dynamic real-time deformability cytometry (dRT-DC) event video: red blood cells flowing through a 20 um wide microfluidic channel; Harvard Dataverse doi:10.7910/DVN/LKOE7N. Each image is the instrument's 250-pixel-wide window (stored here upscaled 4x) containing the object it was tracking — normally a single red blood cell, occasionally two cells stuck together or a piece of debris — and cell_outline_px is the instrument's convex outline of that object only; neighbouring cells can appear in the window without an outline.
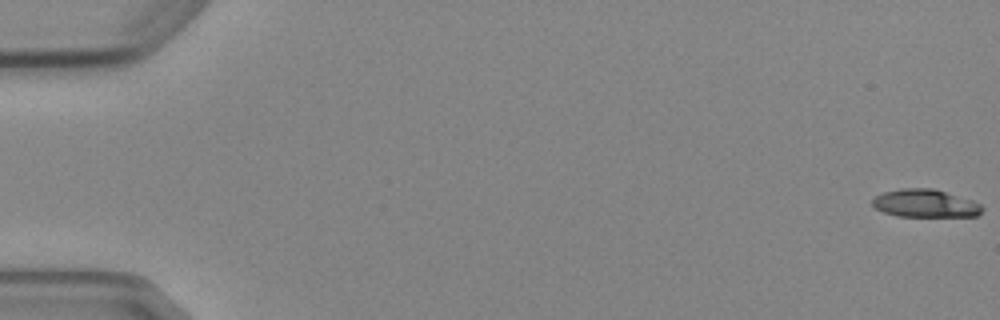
{"species": "Egyptian fruit bat (a non-hibernating species)", "species_latin": "Rousettus aegyptiacus", "temperature_condition": "cold", "stored_images_in_passage": 6, "camera_frame_rate_fps": 3000, "um_per_image_px": 0.085, "animal": {"sex": "female"}, "frame": {"image": 1, "passage_image": 1, "time_ms": 0.0, "image_size_px": [1000, 320], "cell_outline_px": [[984, 208], [976, 216], [896, 216], [884, 212], [876, 208], [872, 204], [872, 200], [876, 196], [884, 192], [900, 188], [932, 188], [972, 200], [980, 204]], "centroid_in_image_um": [78.63, 17.28], "position_along_channel_um": 6.4, "area_um2": 17.69}}
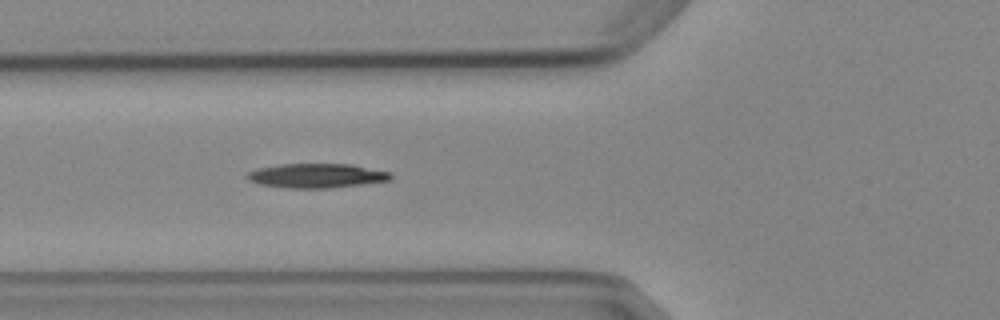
{"frame": {"image": 2, "passage_image": 6, "time_ms": 6.667, "image_size_px": [1000, 320], "cell_outline_px": [[392, 180], [328, 188], [288, 188], [260, 184], [248, 180], [244, 176], [248, 172], [256, 168], [280, 164], [352, 164], [392, 172]], "centroid_in_image_um": [26.9, 14.92], "position_along_channel_um": 98.9, "area_um2": 20.46}}